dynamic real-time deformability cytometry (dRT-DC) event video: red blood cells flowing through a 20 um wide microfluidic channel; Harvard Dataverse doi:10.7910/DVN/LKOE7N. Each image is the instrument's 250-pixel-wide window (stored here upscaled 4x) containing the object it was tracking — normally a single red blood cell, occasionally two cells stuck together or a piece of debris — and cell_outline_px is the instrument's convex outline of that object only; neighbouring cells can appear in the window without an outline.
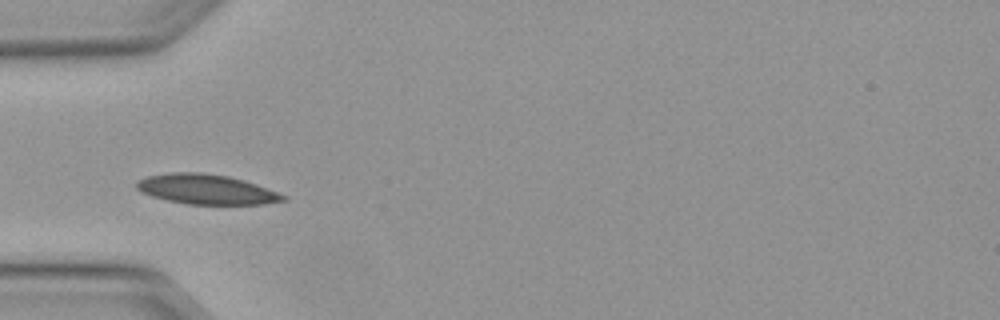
{"species": "Egyptian fruit bat (a non-hibernating species)", "species_latin": "Rousettus aegyptiacus", "temperature_condition": "warm", "stored_images_in_passage": 35, "camera_frame_rate_fps": 3000, "um_per_image_px": 0.085, "animal": {"sex": "female"}, "frame": {"image": 1, "passage_image": 1, "time_ms": 0.0, "image_size_px": [1000, 320], "cell_outline_px": [[288, 200], [264, 204], [188, 204], [168, 200], [152, 196], [140, 192], [136, 188], [136, 180], [148, 176], [168, 172], [200, 172], [228, 176], [244, 180], [256, 184], [288, 196]], "centroid_in_image_um": [17.54, 16.09], "position_along_channel_um": 67.5, "area_um2": 25.61}}
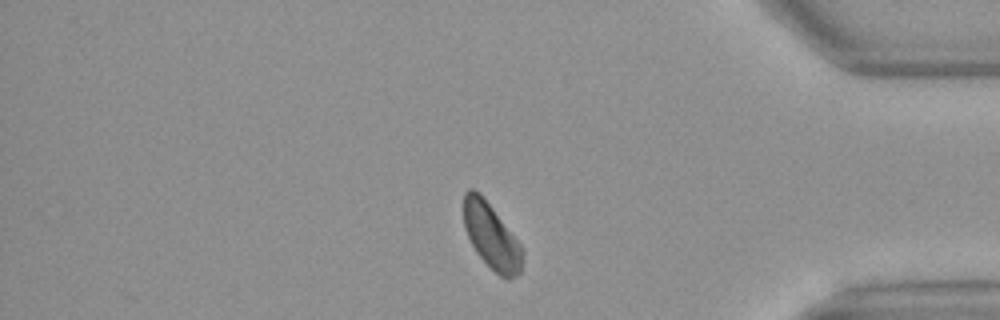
{"frame": {"image": 2, "passage_image": 27, "time_ms": 8.667, "image_size_px": [1000, 320], "cell_outline_px": [[524, 260], [520, 272], [516, 276], [508, 280], [500, 276], [476, 252], [464, 228], [464, 192], [468, 188], [472, 188], [480, 192], [520, 244], [524, 252]], "centroid_in_image_um": [41.78, 20.08], "position_along_channel_um": 393.4, "area_um2": 22.25}}
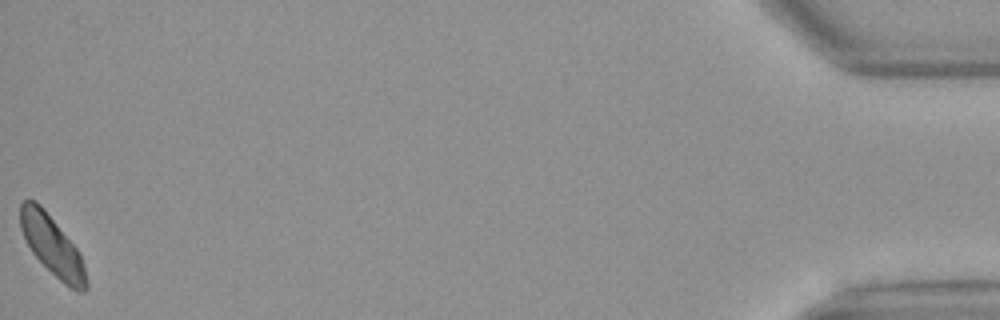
{"frame": {"image": 3, "passage_image": 35, "time_ms": 11.333, "image_size_px": [1000, 320], "cell_outline_px": [[88, 288], [84, 292], [72, 288], [64, 284], [32, 252], [20, 228], [20, 204], [24, 200], [36, 200], [44, 208], [80, 252], [88, 284]], "centroid_in_image_um": [4.44, 20.86], "position_along_channel_um": 430.8, "area_um2": 22.54}, "authors_computed_cell_mechanics": {"area_um2": 23.5824, "velocity_mm_per_s": 4.0799, "shape_relaxation_time_tau1_ms": 3.4823, "shape_relaxation_time_tau2_ms": null, "deformation_change_tau1": 0.0769, "deformation_change_tau2": null}}